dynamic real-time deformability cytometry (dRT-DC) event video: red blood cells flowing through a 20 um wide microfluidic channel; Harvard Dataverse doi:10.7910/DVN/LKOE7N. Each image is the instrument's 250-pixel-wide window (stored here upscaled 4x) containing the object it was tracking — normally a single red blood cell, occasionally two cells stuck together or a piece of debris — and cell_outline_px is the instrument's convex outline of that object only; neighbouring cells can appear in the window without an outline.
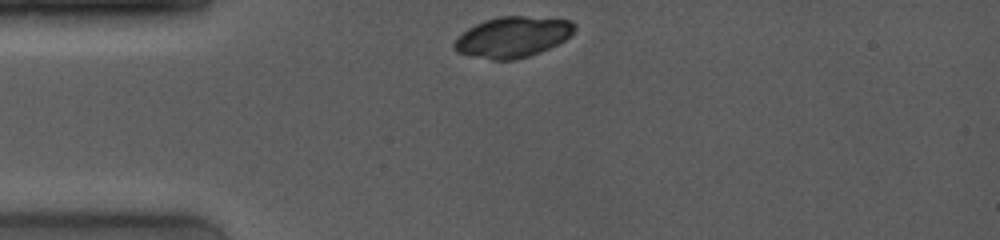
{"species": "common noctule bat (a hibernating species)", "species_latin": "Nyctalus noctula", "temperature_condition": "room temperature", "stored_images_in_passage": 14, "camera_frame_rate_fps": 4000, "um_per_image_px": 0.085, "animal": {"sex": "female", "body_mass_g": 19.0, "forearm_length_mm": 53.3}, "frame": {"image": 1, "passage_image": 1, "time_ms": 0.0, "image_size_px": [1000, 240], "cell_outline_px": [[576, 28], [564, 40], [540, 52], [516, 60], [492, 60], [472, 56], [456, 52], [452, 48], [452, 44], [468, 28], [484, 20], [500, 16], [524, 16], [572, 20], [576, 24]], "centroid_in_image_um": [43.56, 3.15], "position_along_channel_um": 41.4, "area_um2": 28.44}}